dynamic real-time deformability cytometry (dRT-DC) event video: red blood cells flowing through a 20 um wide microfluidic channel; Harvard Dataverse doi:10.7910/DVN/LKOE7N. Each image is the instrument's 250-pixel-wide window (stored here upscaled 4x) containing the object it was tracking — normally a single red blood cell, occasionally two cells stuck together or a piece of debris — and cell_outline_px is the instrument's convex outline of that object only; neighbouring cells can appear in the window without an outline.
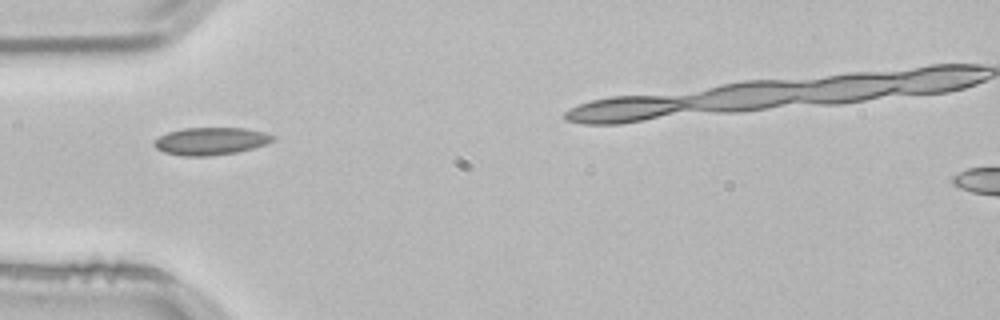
{"species": "common noctule bat (a hibernating species)", "species_latin": "Nyctalus noctula", "temperature_condition": "room temperature", "stored_images_in_passage": 31, "camera_frame_rate_fps": 3000, "um_per_image_px": 0.085, "animal": {"sex": "male", "body_mass_g": 21.5, "forearm_length_mm": 52.0}, "frame": {"image": 1, "passage_image": 1, "time_ms": 0.0, "image_size_px": [1000, 320], "cell_outline_px": [[276, 140], [268, 144], [236, 152], [208, 156], [184, 156], [164, 152], [156, 148], [152, 144], [152, 140], [168, 132], [180, 128], [244, 128], [264, 132], [276, 136]], "centroid_in_image_um": [17.91, 11.99], "position_along_channel_um": 67.1, "area_um2": 19.19}}
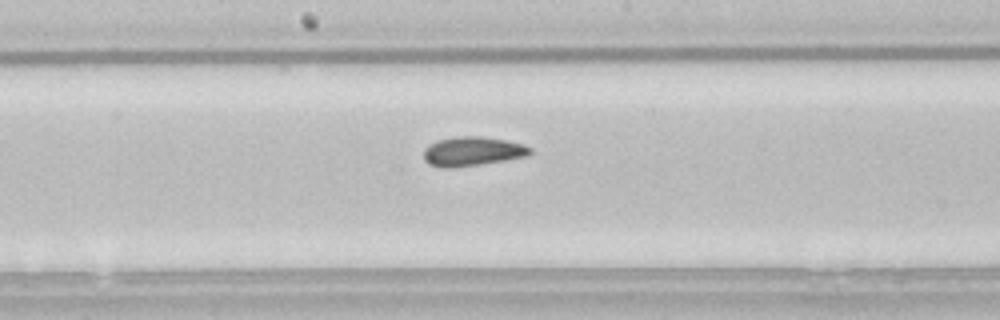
{"frame": {"image": 2, "passage_image": 12, "time_ms": 3.667, "image_size_px": [1000, 320], "cell_outline_px": [[532, 152], [528, 156], [480, 164], [452, 168], [444, 168], [428, 164], [424, 160], [424, 148], [428, 144], [436, 140], [452, 136], [480, 136], [504, 140], [524, 144], [532, 148]], "centroid_in_image_um": [40.12, 12.86], "position_along_channel_um": 208.1, "area_um2": 18.32}}
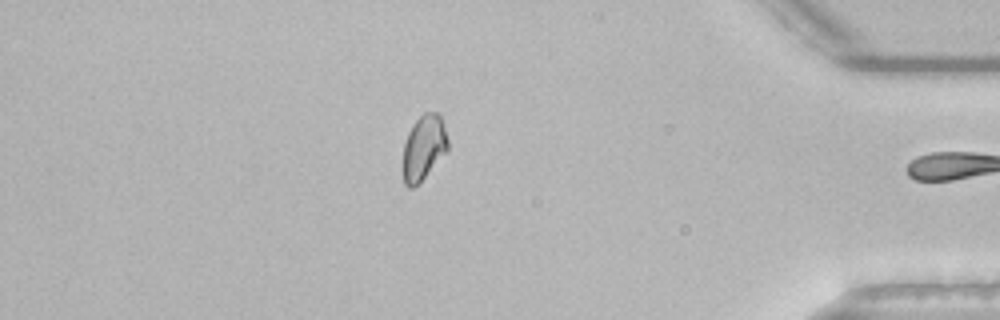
{"frame": {"image": 3, "passage_image": 30, "time_ms": 9.667, "image_size_px": [1000, 320], "cell_outline_px": [[448, 148], [420, 184], [412, 188], [408, 188], [404, 184], [404, 144], [408, 132], [412, 124], [424, 112], [436, 112], [440, 116], [444, 124], [448, 140]], "centroid_in_image_um": [36.02, 12.55], "position_along_channel_um": 399.2, "area_um2": 16.94}, "authors_computed_cell_mechanics": {"area_um2": 17.5712, "velocity_mm_per_s": 3.8387, "shape_relaxation_time_tau1_ms": 7.3174, "shape_relaxation_time_tau2_ms": 1.8768, "deformation_change_tau1": 0.1199, "deformation_change_tau2": 0.0693}}